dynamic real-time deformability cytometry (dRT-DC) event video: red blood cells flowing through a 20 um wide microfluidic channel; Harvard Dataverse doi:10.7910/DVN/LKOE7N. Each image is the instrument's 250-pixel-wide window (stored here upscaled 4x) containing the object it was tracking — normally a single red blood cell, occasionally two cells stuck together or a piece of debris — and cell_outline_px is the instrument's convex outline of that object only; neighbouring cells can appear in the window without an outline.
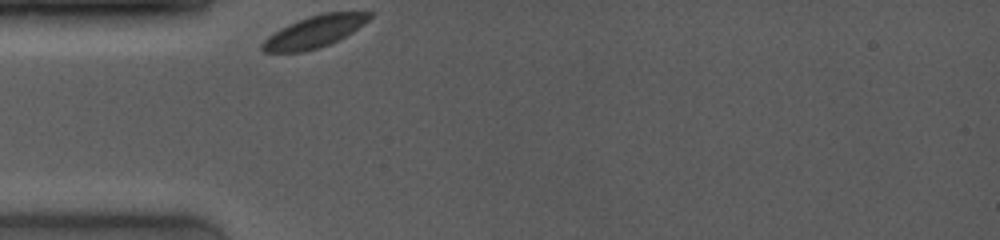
{"species": "common noctule bat (a hibernating species)", "species_latin": "Nyctalus noctula", "temperature_condition": "room temperature", "stored_images_in_passage": 47, "camera_frame_rate_fps": 4000, "um_per_image_px": 0.085, "animal": {"sex": "female", "body_mass_g": 19.0, "forearm_length_mm": 53.3}, "frame": {"image": 1, "passage_image": 1, "time_ms": 0.0, "image_size_px": [1000, 240], "cell_outline_px": [[372, 16], [368, 20], [352, 32], [328, 44], [304, 52], [264, 52], [260, 48], [260, 44], [268, 36], [280, 28], [296, 20], [324, 12], [372, 12]], "centroid_in_image_um": [26.68, 2.69], "position_along_channel_um": 58.3, "area_um2": 19.65}}
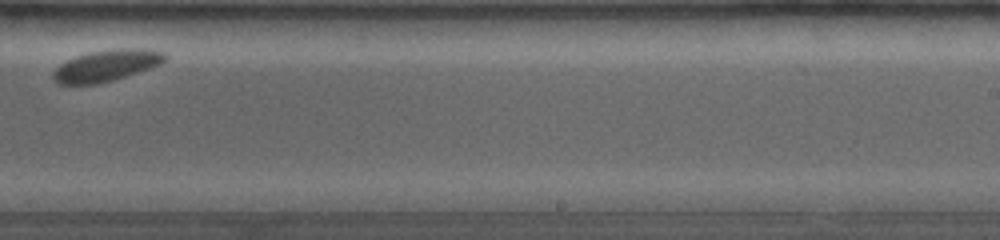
{"frame": {"image": 2, "passage_image": 33, "time_ms": 6.25, "image_size_px": [1000, 240], "cell_outline_px": [[168, 56], [160, 64], [112, 80], [96, 84], [56, 84], [52, 80], [52, 72], [60, 64], [76, 56], [88, 52], [120, 48], [144, 48], [164, 52]], "centroid_in_image_um": [9.0, 5.56], "position_along_channel_um": 280.0, "area_um2": 20.35}}
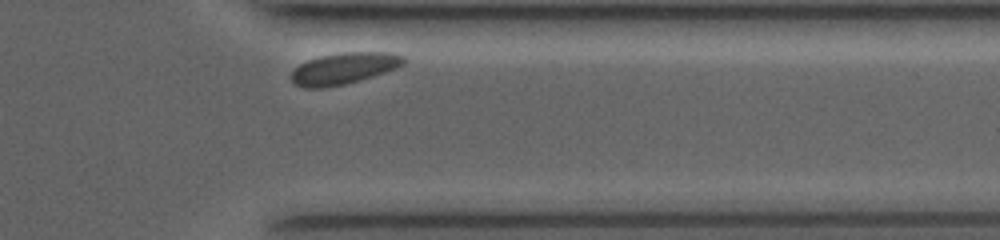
{"frame": {"image": 3, "passage_image": 45, "time_ms": 9.0, "image_size_px": [1000, 240], "cell_outline_px": [[408, 60], [404, 64], [396, 68], [360, 80], [344, 84], [320, 88], [304, 88], [296, 84], [292, 80], [292, 72], [300, 64], [308, 60], [320, 56], [344, 52], [392, 52], [404, 56]], "centroid_in_image_um": [29.28, 5.8], "position_along_channel_um": 382.1, "area_um2": 20.46}, "authors_computed_cell_mechanics": {"area_um2": 20.6346, "velocity_mm_per_s": 3.6143, "shape_relaxation_time_tau1_ms": 0.1404, "shape_relaxation_time_tau2_ms": null, "deformation_change_tau1": 0.0296, "deformation_change_tau2": null}}